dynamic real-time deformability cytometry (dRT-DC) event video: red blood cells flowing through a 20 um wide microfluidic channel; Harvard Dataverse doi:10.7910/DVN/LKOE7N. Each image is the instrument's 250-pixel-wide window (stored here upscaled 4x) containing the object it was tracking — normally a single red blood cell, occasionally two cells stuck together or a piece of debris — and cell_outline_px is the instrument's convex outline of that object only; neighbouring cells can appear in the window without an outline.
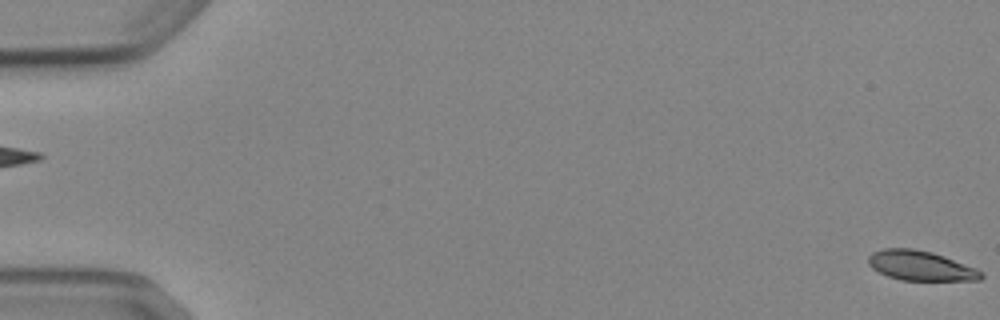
{"species": "Egyptian fruit bat (a non-hibernating species)", "species_latin": "Rousettus aegyptiacus", "temperature_condition": "cold", "stored_images_in_passage": 5, "segment_of_instrument_passage": [2, 2], "camera_frame_rate_fps": 3000, "um_per_image_px": 0.085, "animal": {"sex": "female"}, "frame": {"image": 1, "passage_image": 5, "time_ms": 5.667, "image_size_px": [1000, 320], "cell_outline_px": [[984, 276], [980, 280], [900, 280], [888, 276], [872, 268], [868, 264], [868, 256], [872, 252], [884, 248], [912, 248], [932, 252], [944, 256], [976, 268], [984, 272]], "centroid_in_image_um": [78.25, 22.58], "position_along_channel_um": 6.7, "area_um2": 19.59}}